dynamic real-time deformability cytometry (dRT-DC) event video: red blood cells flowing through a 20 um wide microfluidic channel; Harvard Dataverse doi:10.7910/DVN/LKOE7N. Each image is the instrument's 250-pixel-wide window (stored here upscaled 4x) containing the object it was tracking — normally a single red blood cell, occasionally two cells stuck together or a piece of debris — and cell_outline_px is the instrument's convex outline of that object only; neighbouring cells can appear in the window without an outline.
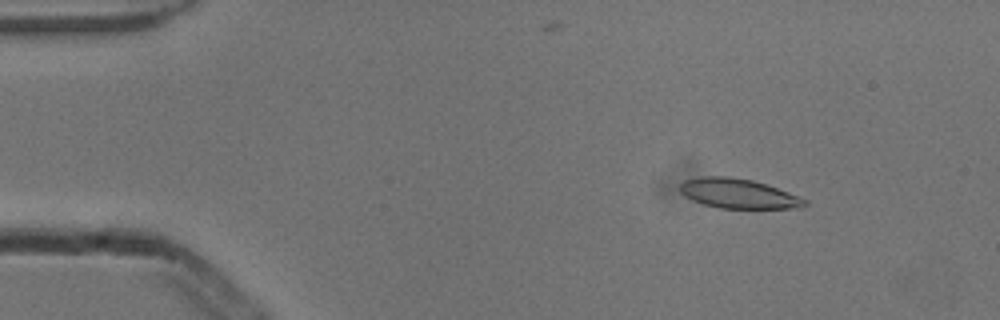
{"species": "common noctule bat (a hibernating species)", "species_latin": "Nyctalus noctula", "temperature_condition": "cold", "stored_images_in_passage": 54, "camera_frame_rate_fps": 3000, "um_per_image_px": 0.085, "animal": {"sex": "male", "body_mass_g": 13.3}, "frame": {"image": 1, "passage_image": 7, "time_ms": 2.0, "image_size_px": [1000, 320], "cell_outline_px": [[808, 204], [804, 208], [720, 208], [704, 204], [692, 200], [684, 196], [680, 192], [680, 184], [684, 180], [700, 176], [728, 176], [752, 180], [800, 196], [808, 200]], "centroid_in_image_um": [62.76, 16.45], "position_along_channel_um": 22.2, "area_um2": 21.62}}
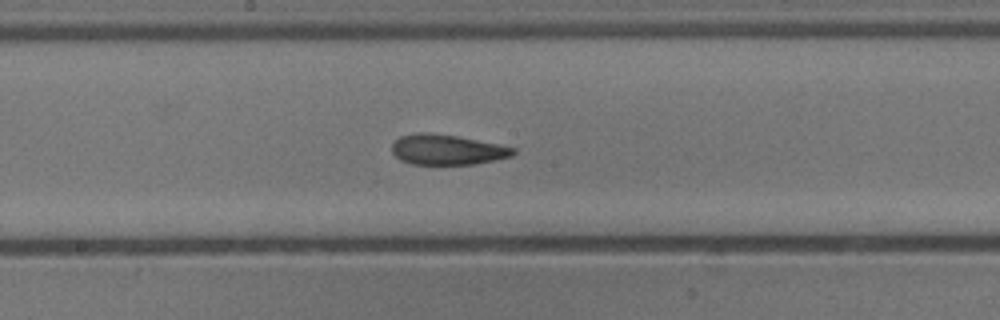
{"frame": {"image": 2, "passage_image": 28, "time_ms": 9.0, "image_size_px": [1000, 320], "cell_outline_px": [[516, 152], [512, 156], [476, 164], [412, 164], [400, 160], [392, 152], [392, 144], [400, 136], [420, 132], [428, 132], [456, 136], [516, 148]], "centroid_in_image_um": [37.99, 12.72], "position_along_channel_um": 210.2, "area_um2": 21.21}}
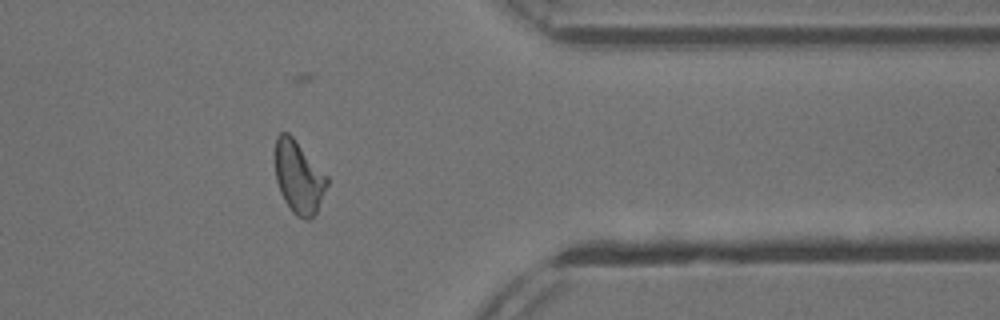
{"frame": {"image": 3, "passage_image": 43, "time_ms": 14.0, "image_size_px": [1000, 320], "cell_outline_px": [[328, 184], [316, 212], [308, 220], [304, 220], [296, 216], [292, 212], [284, 200], [280, 192], [276, 180], [276, 136], [280, 132], [288, 132], [292, 136], [328, 176]], "centroid_in_image_um": [25.39, 15.07], "position_along_channel_um": 386.0, "area_um2": 21.79}, "authors_computed_cell_mechanics": {"area_um2": 21.8484, "velocity_mm_per_s": 3.8536, "shape_relaxation_time_tau1_ms": 6.1322, "shape_relaxation_time_tau2_ms": 3.1226, "deformation_change_tau1": 0.1564, "deformation_change_tau2": 0.1056}}